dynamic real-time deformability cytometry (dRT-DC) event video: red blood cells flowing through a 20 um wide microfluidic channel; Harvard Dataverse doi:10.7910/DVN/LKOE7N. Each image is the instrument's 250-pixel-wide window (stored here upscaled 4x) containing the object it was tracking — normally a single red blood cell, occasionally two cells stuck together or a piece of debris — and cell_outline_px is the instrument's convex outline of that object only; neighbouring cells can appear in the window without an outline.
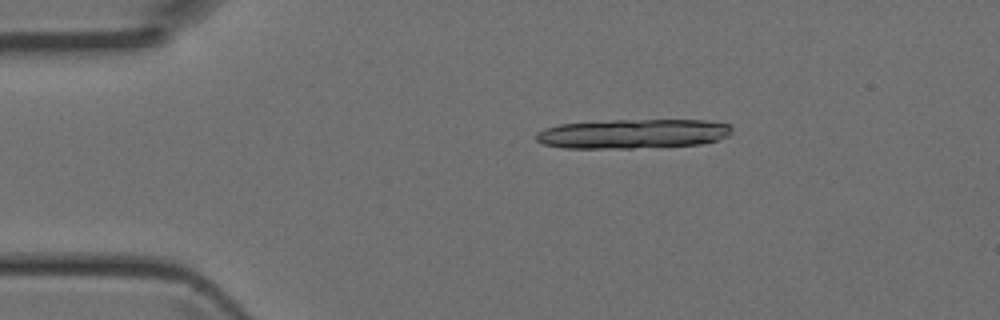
{"species": "Egyptian fruit bat (a non-hibernating species)", "species_latin": "Rousettus aegyptiacus", "temperature_condition": "room temperature", "stored_images_in_passage": 2, "camera_frame_rate_fps": 3000, "um_per_image_px": 0.085, "animal": {"sex": "female"}, "frame": {"image": 1, "passage_image": 1, "time_ms": 0.0, "image_size_px": [1000, 320], "cell_outline_px": [[732, 132], [728, 136], [716, 140], [700, 144], [632, 148], [564, 148], [544, 144], [536, 140], [536, 132], [544, 128], [560, 124], [612, 120], [704, 120], [732, 124]], "centroid_in_image_um": [53.8, 11.36], "position_along_channel_um": 31.2, "area_um2": 33.64}}